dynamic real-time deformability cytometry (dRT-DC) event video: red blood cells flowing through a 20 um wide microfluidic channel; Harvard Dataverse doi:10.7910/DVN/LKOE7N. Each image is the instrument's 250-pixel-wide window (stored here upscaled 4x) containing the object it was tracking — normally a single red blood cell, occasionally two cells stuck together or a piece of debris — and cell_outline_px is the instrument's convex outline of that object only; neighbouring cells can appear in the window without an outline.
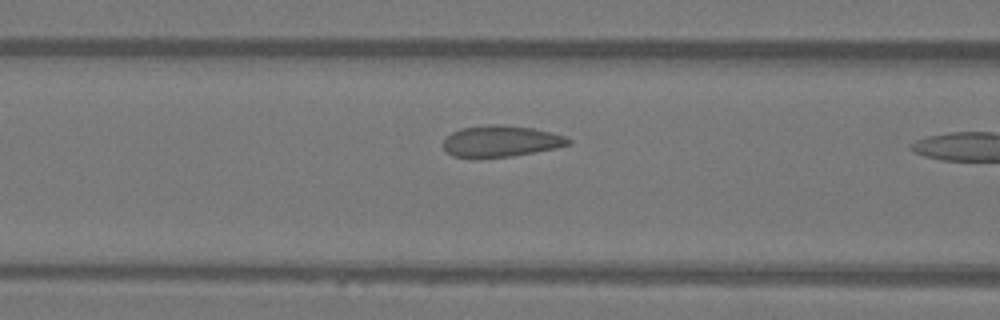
{"species": "Egyptian fruit bat (a non-hibernating species)", "species_latin": "Rousettus aegyptiacus", "temperature_condition": "warm", "stored_images_in_passage": 8, "camera_frame_rate_fps": 3000, "um_per_image_px": 0.085, "animal": {"sex": "female"}, "frame": {"image": 1, "passage_image": 7, "time_ms": 2.0, "image_size_px": [1000, 320], "cell_outline_px": [[572, 144], [556, 148], [512, 156], [476, 160], [452, 156], [444, 148], [444, 140], [452, 132], [460, 128], [488, 124], [500, 124], [532, 128], [552, 132], [564, 136], [572, 140]], "centroid_in_image_um": [42.56, 12.02], "position_along_channel_um": 124.0, "area_um2": 23.35}}